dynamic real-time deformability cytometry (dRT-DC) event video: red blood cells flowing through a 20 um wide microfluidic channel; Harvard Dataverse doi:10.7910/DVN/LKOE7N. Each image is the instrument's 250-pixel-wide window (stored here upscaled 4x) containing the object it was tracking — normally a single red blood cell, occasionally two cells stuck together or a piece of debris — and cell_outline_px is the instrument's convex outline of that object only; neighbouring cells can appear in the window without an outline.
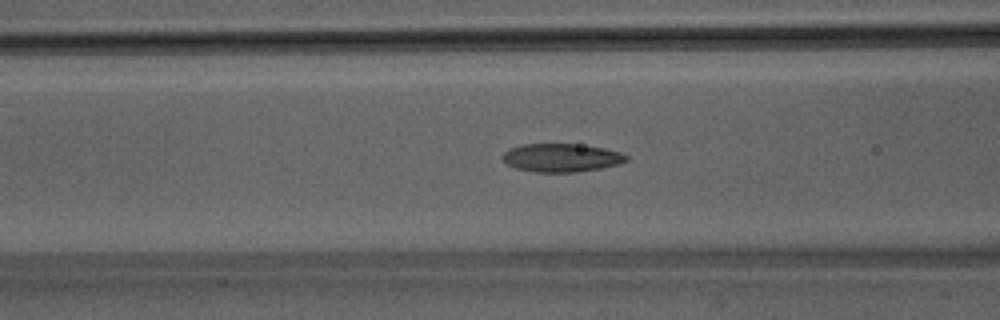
{"species": "Egyptian fruit bat (a non-hibernating species)", "species_latin": "Rousettus aegyptiacus", "temperature_condition": "room temperature", "stored_images_in_passage": 49, "camera_frame_rate_fps": 3000, "um_per_image_px": 0.085, "animal": {"sex": "male"}, "frame": {"image": 1, "passage_image": 19, "time_ms": 6.0, "image_size_px": [1000, 320], "cell_outline_px": [[628, 160], [620, 164], [600, 168], [576, 172], [536, 172], [516, 168], [508, 164], [500, 156], [504, 152], [512, 148], [524, 144], [576, 144], [604, 148], [620, 152], [628, 156]], "centroid_in_image_um": [47.74, 13.41], "position_along_channel_um": 118.9, "area_um2": 20.29}}
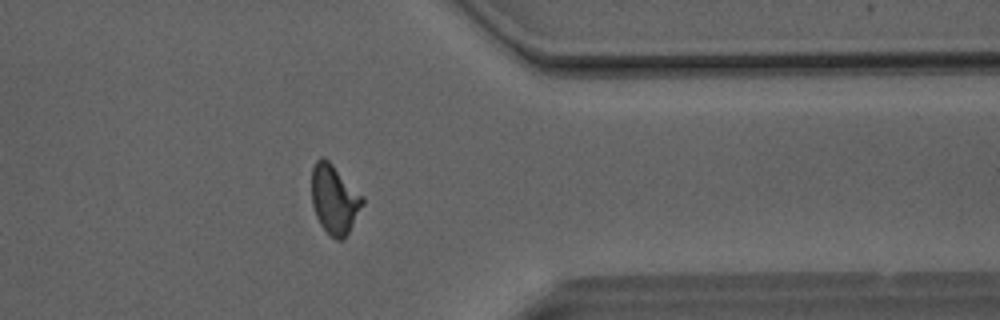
{"frame": {"image": 2, "passage_image": 39, "time_ms": 12.667, "image_size_px": [1000, 320], "cell_outline_px": [[364, 204], [344, 240], [336, 240], [320, 224], [316, 216], [312, 204], [312, 168], [316, 160], [320, 156], [324, 156], [364, 196]], "centroid_in_image_um": [28.43, 16.93], "position_along_channel_um": 383.0, "area_um2": 20.52}}
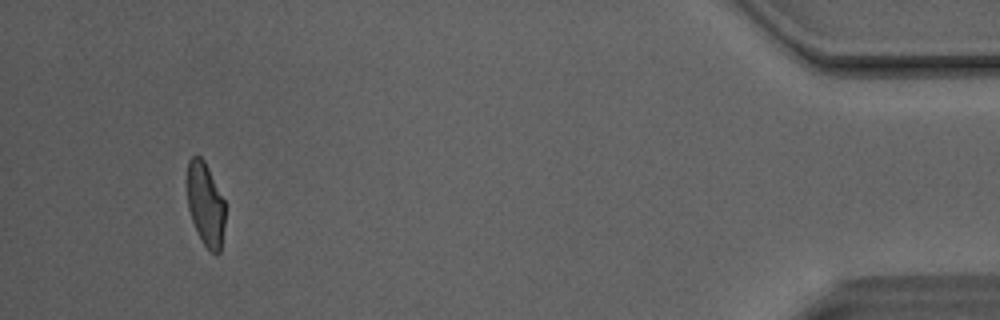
{"frame": {"image": 3, "passage_image": 46, "time_ms": 15.0, "image_size_px": [1000, 320], "cell_outline_px": [[224, 224], [220, 252], [216, 256], [200, 240], [192, 220], [188, 208], [188, 160], [192, 156], [200, 156], [204, 160], [224, 200]], "centroid_in_image_um": [17.47, 17.39], "position_along_channel_um": 417.7, "area_um2": 18.21}, "authors_computed_cell_mechanics": {"area_um2": 20.3456, "velocity_mm_per_s": 4.1195, "shape_relaxation_time_tau1_ms": 7.4398, "shape_relaxation_time_tau2_ms": 1.7005, "deformation_change_tau1": 0.2075, "deformation_change_tau2": 0.0871}}